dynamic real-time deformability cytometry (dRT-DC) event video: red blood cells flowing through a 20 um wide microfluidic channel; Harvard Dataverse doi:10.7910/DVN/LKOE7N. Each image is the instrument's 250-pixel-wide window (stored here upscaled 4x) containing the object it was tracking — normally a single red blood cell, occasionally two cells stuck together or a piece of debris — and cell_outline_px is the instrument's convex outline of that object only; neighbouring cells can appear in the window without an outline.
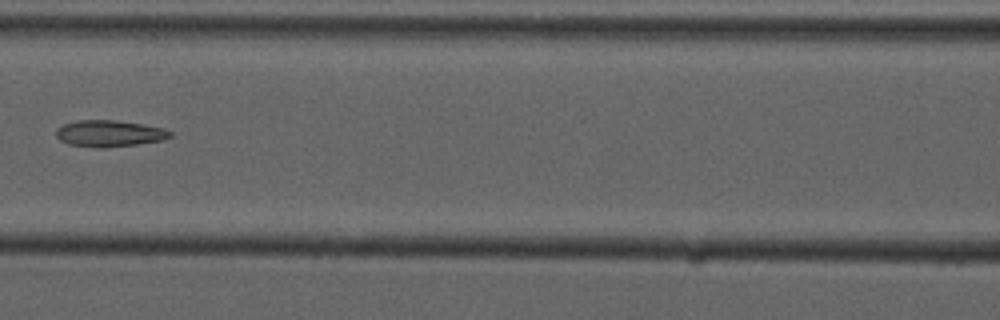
{"species": "common noctule bat (a hibernating species)", "species_latin": "Nyctalus noctula", "temperature_condition": "cold", "stored_images_in_passage": 5, "camera_frame_rate_fps": 3000, "um_per_image_px": 0.085, "animal": {"sex": "male", "forearm_length_mm": 52.5}, "frame": {"image": 1, "passage_image": 5, "time_ms": 6.0, "image_size_px": [1000, 320], "cell_outline_px": [[172, 136], [164, 140], [136, 144], [104, 148], [100, 148], [68, 144], [60, 140], [56, 136], [56, 128], [64, 124], [76, 120], [116, 120], [164, 128], [172, 132]], "centroid_in_image_um": [9.29, 11.34], "position_along_channel_um": 157.3, "area_um2": 17.63}}